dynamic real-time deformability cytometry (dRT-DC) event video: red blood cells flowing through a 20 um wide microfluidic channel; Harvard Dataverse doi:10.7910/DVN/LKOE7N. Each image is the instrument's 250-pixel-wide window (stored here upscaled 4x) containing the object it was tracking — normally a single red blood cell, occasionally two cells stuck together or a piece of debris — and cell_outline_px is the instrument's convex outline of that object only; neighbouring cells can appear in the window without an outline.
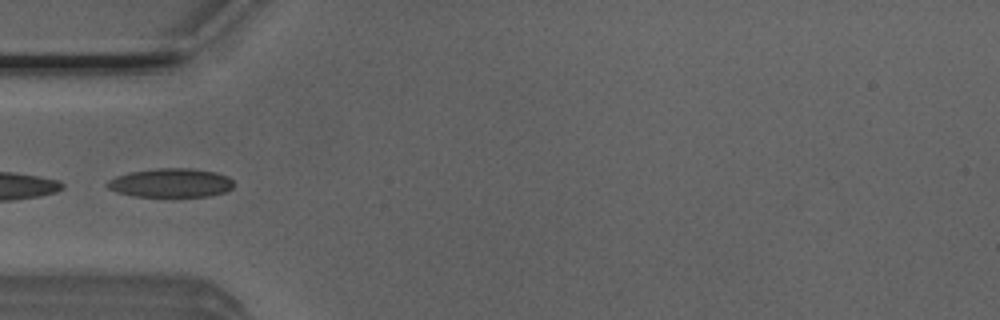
{"species": "Egyptian fruit bat (a non-hibernating species)", "species_latin": "Rousettus aegyptiacus", "temperature_condition": "room temperature", "stored_images_in_passage": 4, "camera_frame_rate_fps": 3000, "um_per_image_px": 0.085, "animal": {"sex": "male"}, "frame": {"image": 1, "passage_image": 3, "time_ms": 0.667, "image_size_px": [1000, 320], "cell_outline_px": [[236, 184], [232, 188], [224, 192], [208, 196], [132, 196], [116, 192], [108, 188], [104, 184], [108, 180], [116, 176], [128, 172], [156, 168], [192, 168], [216, 172], [228, 176]], "centroid_in_image_um": [14.51, 15.53], "position_along_channel_um": 70.5, "area_um2": 21.5}}